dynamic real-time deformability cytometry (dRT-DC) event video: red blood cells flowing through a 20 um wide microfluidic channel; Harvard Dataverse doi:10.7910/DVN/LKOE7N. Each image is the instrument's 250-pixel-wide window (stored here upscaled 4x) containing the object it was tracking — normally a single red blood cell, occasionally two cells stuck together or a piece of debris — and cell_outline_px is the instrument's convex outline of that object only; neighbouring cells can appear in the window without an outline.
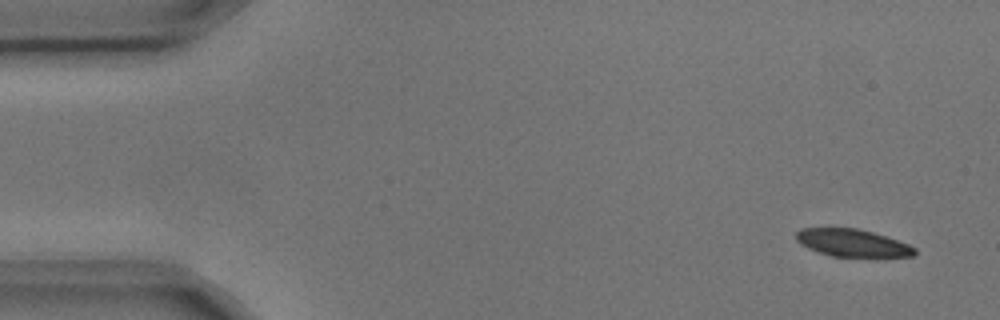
{"species": "common noctule bat (a hibernating species)", "species_latin": "Nyctalus noctula", "temperature_condition": "cold", "stored_images_in_passage": 6, "camera_frame_rate_fps": 3000, "um_per_image_px": 0.085, "animal": {"sex": "male", "body_mass_g": 17.9, "forearm_length_mm": 54.2}, "frame": {"image": 1, "passage_image": 1, "time_ms": 0.0, "image_size_px": [1000, 320], "cell_outline_px": [[916, 256], [832, 256], [808, 248], [800, 244], [796, 240], [796, 232], [800, 228], [856, 228], [872, 232], [908, 244], [916, 248]], "centroid_in_image_um": [72.42, 20.64], "position_along_channel_um": 12.6, "area_um2": 18.67}}
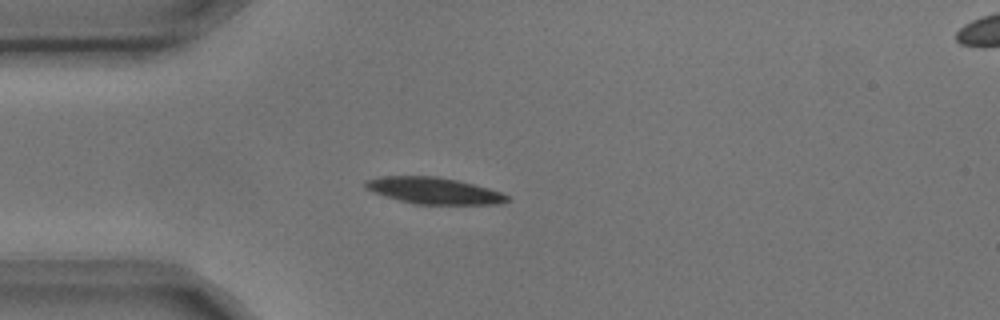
{"frame": {"image": 2, "passage_image": 4, "time_ms": 1.0, "image_size_px": [1000, 320], "cell_outline_px": [[512, 200], [500, 204], [412, 204], [384, 196], [372, 192], [364, 188], [364, 180], [384, 176], [436, 176], [456, 180], [488, 188], [500, 192], [508, 196]], "centroid_in_image_um": [36.84, 16.21], "position_along_channel_um": 48.2, "area_um2": 21.96}}